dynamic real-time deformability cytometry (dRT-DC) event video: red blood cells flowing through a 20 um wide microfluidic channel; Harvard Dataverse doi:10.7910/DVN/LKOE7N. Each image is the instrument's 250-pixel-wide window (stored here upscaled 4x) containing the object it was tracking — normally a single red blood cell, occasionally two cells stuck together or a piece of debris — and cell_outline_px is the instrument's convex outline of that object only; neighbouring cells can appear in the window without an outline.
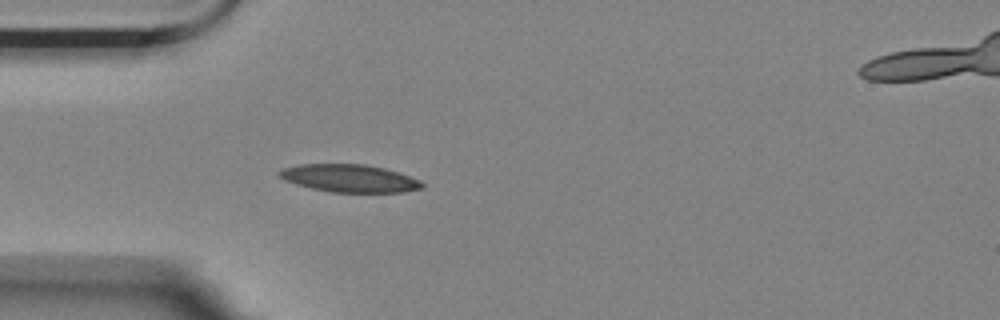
{"species": "Egyptian fruit bat (a non-hibernating species)", "species_latin": "Rousettus aegyptiacus", "temperature_condition": "room temperature", "stored_images_in_passage": 41, "camera_frame_rate_fps": 3000, "um_per_image_px": 0.085, "animal": {"sex": "female"}, "frame": {"image": 1, "passage_image": 1, "time_ms": 0.0, "image_size_px": [1000, 320], "cell_outline_px": [[424, 188], [404, 192], [332, 192], [312, 188], [296, 184], [284, 180], [276, 172], [284, 168], [300, 164], [364, 164], [384, 168], [420, 180], [424, 184]], "centroid_in_image_um": [29.71, 15.16], "position_along_channel_um": 55.3, "area_um2": 22.89}}
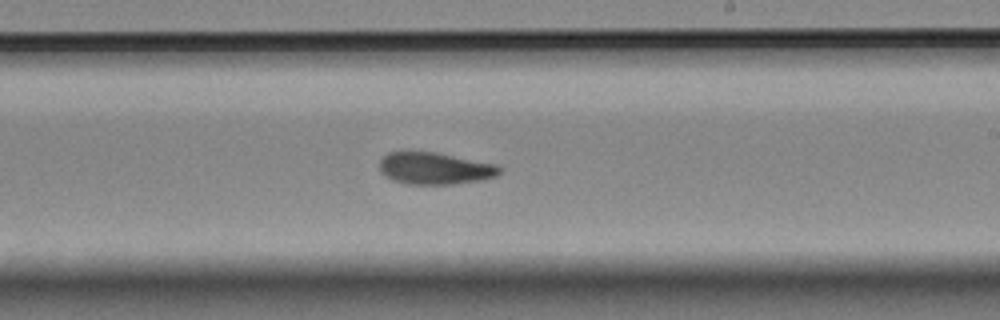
{"frame": {"image": 2, "passage_image": 18, "time_ms": 5.667, "image_size_px": [1000, 320], "cell_outline_px": [[500, 172], [496, 176], [480, 180], [452, 184], [408, 184], [392, 180], [384, 176], [380, 172], [380, 160], [388, 152], [436, 152], [496, 164], [500, 168]], "centroid_in_image_um": [36.93, 14.31], "position_along_channel_um": 252.1, "area_um2": 22.25}}
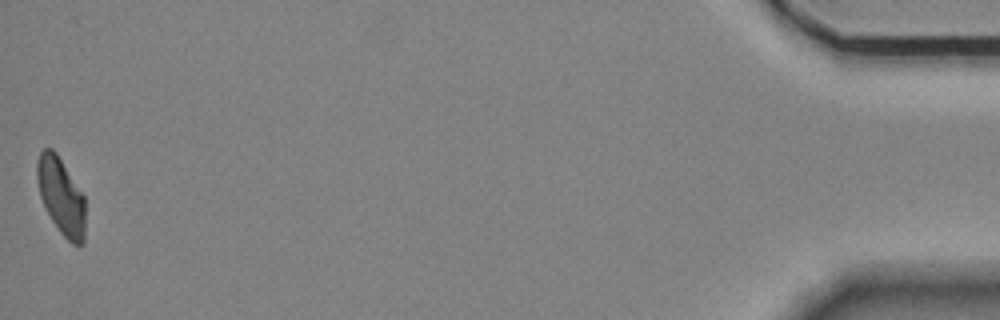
{"frame": {"image": 3, "passage_image": 41, "time_ms": 13.333, "image_size_px": [1000, 320], "cell_outline_px": [[84, 244], [80, 248], [72, 244], [60, 232], [52, 220], [40, 196], [36, 176], [36, 164], [40, 152], [44, 148], [52, 148], [56, 152], [84, 196]], "centroid_in_image_um": [5.19, 16.69], "position_along_channel_um": 430.0, "area_um2": 21.44}, "authors_computed_cell_mechanics": {"area_um2": 22.4842, "velocity_mm_per_s": 3.548, "shape_relaxation_time_tau1_ms": null, "shape_relaxation_time_tau2_ms": 7.1663, "deformation_change_tau1": null, "deformation_change_tau2": 0.1152}}